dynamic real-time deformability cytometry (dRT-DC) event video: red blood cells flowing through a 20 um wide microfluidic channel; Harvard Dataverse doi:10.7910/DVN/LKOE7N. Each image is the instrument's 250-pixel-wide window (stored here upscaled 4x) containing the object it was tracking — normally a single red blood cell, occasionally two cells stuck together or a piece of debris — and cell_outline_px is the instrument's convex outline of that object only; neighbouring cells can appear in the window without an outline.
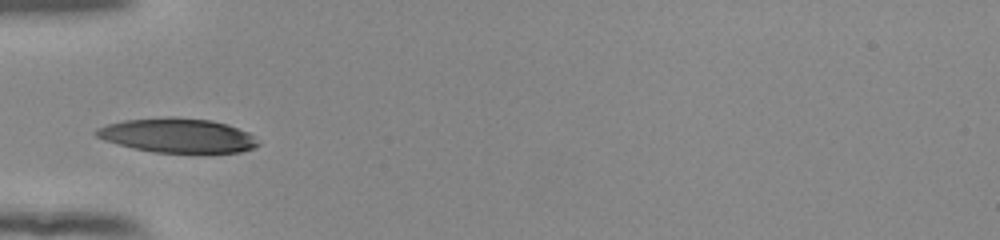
{"species": "human", "species_latin": "Homo sapiens", "temperature_condition": "room temperature", "stored_images_in_passage": 34, "camera_frame_rate_fps": 3000, "um_per_image_px": 0.085, "donor": {"sex": "female"}, "frame": {"image": 1, "passage_image": 1, "time_ms": 0.0, "image_size_px": [1000, 240], "cell_outline_px": [[260, 144], [252, 148], [240, 152], [152, 152], [132, 148], [104, 140], [96, 136], [92, 132], [96, 128], [108, 124], [124, 120], [168, 116], [176, 116], [212, 120], [228, 124], [248, 132]], "centroid_in_image_um": [15.05, 11.5], "position_along_channel_um": 70.0, "area_um2": 32.48}}
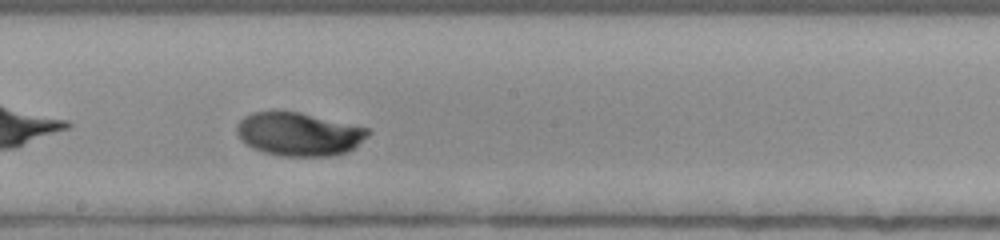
{"frame": {"image": 2, "passage_image": 13, "time_ms": 4.0, "image_size_px": [1000, 240], "cell_outline_px": [[372, 132], [368, 136], [352, 148], [344, 152], [332, 156], [284, 156], [264, 152], [252, 148], [240, 140], [236, 132], [236, 128], [240, 120], [244, 116], [252, 112], [272, 108], [276, 108], [300, 112], [368, 128]], "centroid_in_image_um": [25.33, 11.35], "position_along_channel_um": 222.9, "area_um2": 33.7}}
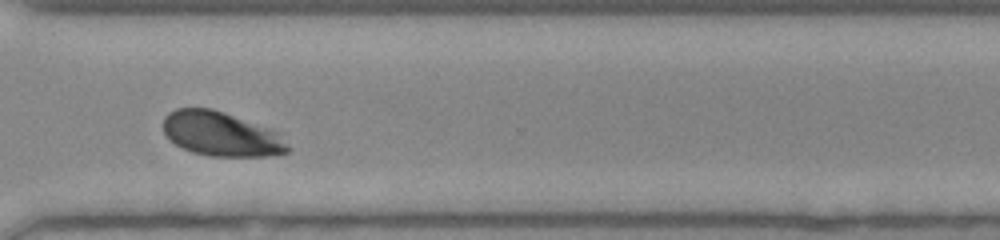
{"frame": {"image": 3, "passage_image": 23, "time_ms": 7.333, "image_size_px": [1000, 240], "cell_outline_px": [[288, 152], [268, 156], [208, 156], [192, 152], [176, 144], [164, 132], [164, 116], [168, 112], [176, 108], [212, 108], [224, 112], [276, 132], [288, 144]], "centroid_in_image_um": [18.76, 11.39], "position_along_channel_um": 351.8, "area_um2": 31.67}, "authors_computed_cell_mechanics": {"area_um2": 32.6281, "velocity_mm_per_s": 3.8466, "shape_relaxation_time_tau1_ms": 2.3497, "shape_relaxation_time_tau2_ms": null, "deformation_change_tau1": 0.1429, "deformation_change_tau2": null}}